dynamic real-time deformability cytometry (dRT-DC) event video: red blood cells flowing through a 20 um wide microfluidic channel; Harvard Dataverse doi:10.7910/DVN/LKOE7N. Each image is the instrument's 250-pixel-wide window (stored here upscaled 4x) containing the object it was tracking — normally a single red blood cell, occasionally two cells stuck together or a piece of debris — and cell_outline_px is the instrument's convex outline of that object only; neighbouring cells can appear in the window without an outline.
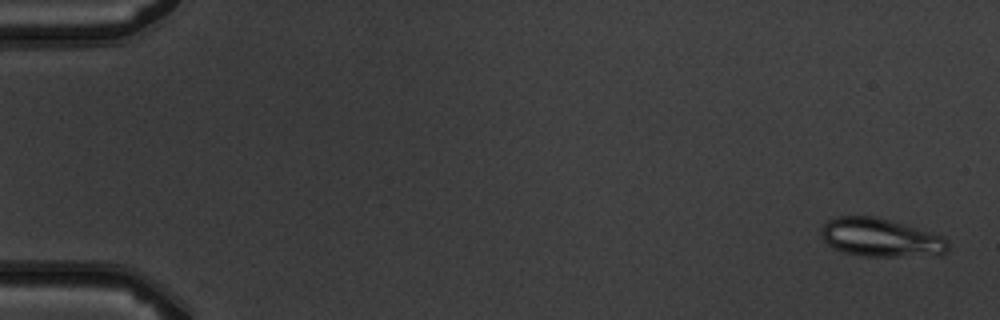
{"species": "common noctule bat (a hibernating species)", "species_latin": "Nyctalus noctula", "temperature_condition": "warm", "stored_images_in_passage": 5, "camera_frame_rate_fps": 3000, "um_per_image_px": 0.085, "animal": {"sex": "male", "body_mass_g": 19.5, "forearm_length_mm": 54.6}, "frame": {"image": 1, "passage_image": 1, "time_ms": 0.0, "image_size_px": [1000, 320], "cell_outline_px": [[948, 248], [940, 256], [860, 256], [844, 252], [832, 248], [820, 236], [820, 228], [828, 220], [840, 216], [876, 216], [904, 224], [944, 236], [948, 240]], "centroid_in_image_um": [74.86, 20.2], "position_along_channel_um": 10.1, "area_um2": 28.67}}